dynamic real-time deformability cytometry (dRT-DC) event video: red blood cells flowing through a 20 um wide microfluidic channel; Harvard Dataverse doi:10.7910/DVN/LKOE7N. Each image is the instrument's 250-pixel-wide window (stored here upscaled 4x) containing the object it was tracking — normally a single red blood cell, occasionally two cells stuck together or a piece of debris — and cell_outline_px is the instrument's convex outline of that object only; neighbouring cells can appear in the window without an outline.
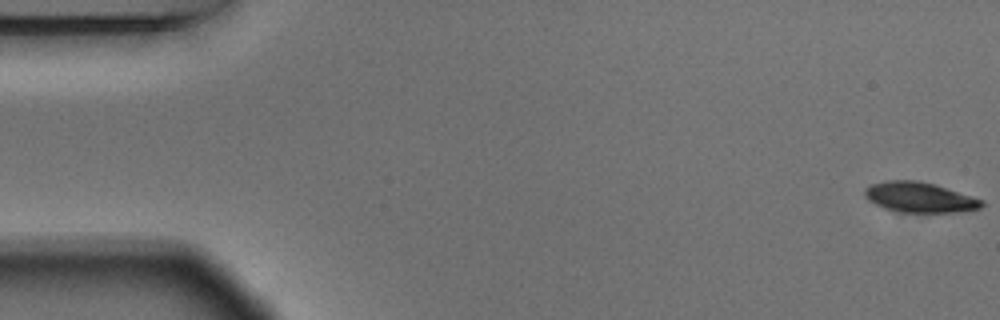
{"species": "Egyptian fruit bat (a non-hibernating species)", "species_latin": "Rousettus aegyptiacus", "temperature_condition": "warm", "stored_images_in_passage": 55, "camera_frame_rate_fps": 3000, "um_per_image_px": 0.085, "animal": {"sex": "male"}, "frame": {"image": 1, "passage_image": 1, "time_ms": 0.0, "image_size_px": [1000, 320], "cell_outline_px": [[984, 204], [980, 208], [964, 212], [904, 212], [884, 208], [868, 200], [864, 196], [864, 188], [872, 184], [888, 180], [916, 180], [936, 184], [984, 200]], "centroid_in_image_um": [78.19, 16.77], "position_along_channel_um": 6.8, "area_um2": 20.69}}
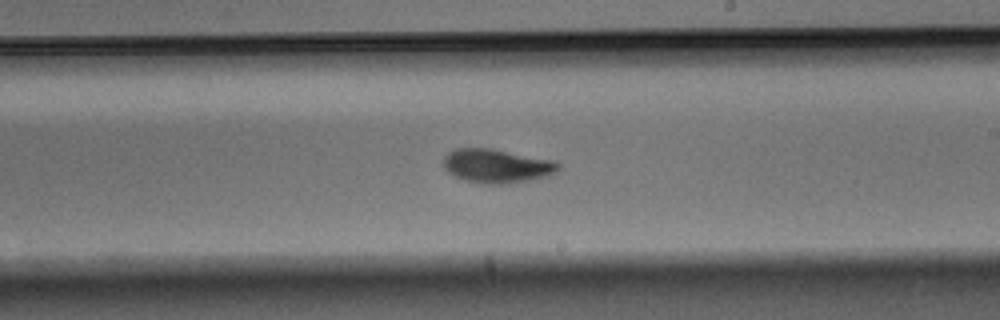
{"frame": {"image": 2, "passage_image": 32, "time_ms": 10.333, "image_size_px": [1000, 320], "cell_outline_px": [[560, 168], [556, 172], [548, 176], [508, 184], [480, 184], [464, 180], [448, 172], [444, 168], [444, 156], [448, 152], [456, 148], [492, 148], [556, 160], [560, 164]], "centroid_in_image_um": [42.25, 14.1], "position_along_channel_um": 246.7, "area_um2": 23.0}}
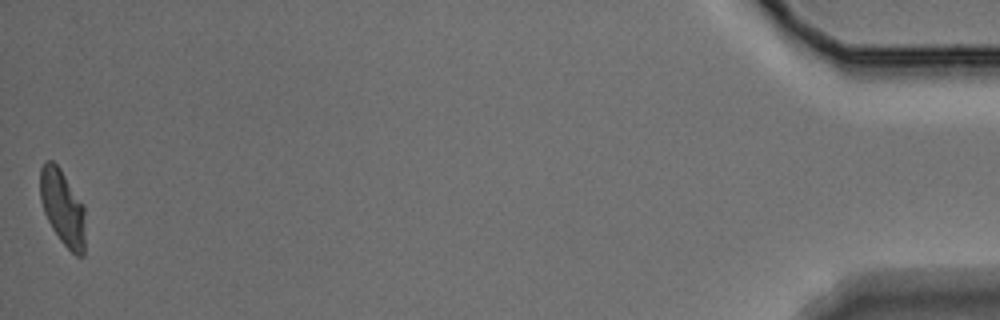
{"frame": {"image": 3, "passage_image": 55, "time_ms": 18.0, "image_size_px": [1000, 320], "cell_outline_px": [[84, 256], [76, 256], [60, 240], [52, 228], [44, 212], [40, 200], [40, 168], [44, 160], [52, 160], [60, 168], [84, 204]], "centroid_in_image_um": [5.31, 17.61], "position_along_channel_um": 429.9, "area_um2": 19.94}, "authors_computed_cell_mechanics": {"area_um2": 21.4438, "velocity_mm_per_s": 3.6655, "shape_relaxation_time_tau1_ms": 2.6977, "shape_relaxation_time_tau2_ms": 5.3131, "deformation_change_tau1": 0.1459, "deformation_change_tau2": 0.0993}}